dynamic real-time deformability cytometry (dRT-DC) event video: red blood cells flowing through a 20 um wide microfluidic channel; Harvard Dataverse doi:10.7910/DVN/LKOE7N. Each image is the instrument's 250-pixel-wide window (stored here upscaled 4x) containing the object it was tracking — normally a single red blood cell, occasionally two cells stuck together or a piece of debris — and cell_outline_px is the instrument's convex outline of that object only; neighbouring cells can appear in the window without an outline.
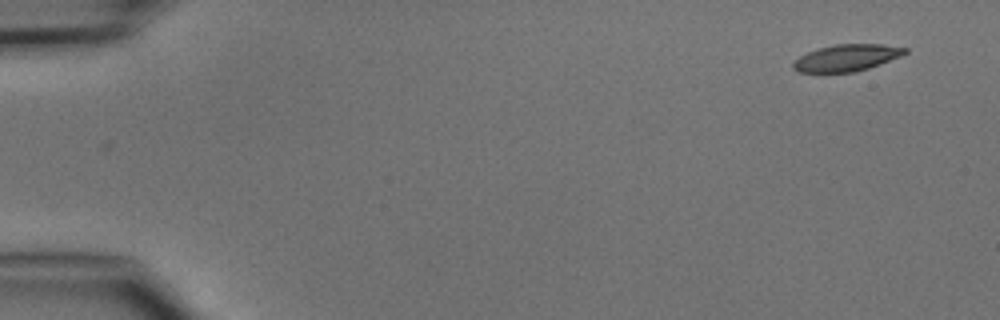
{"species": "common noctule bat (a hibernating species)", "species_latin": "Nyctalus noctula", "temperature_condition": "cold", "stored_images_in_passage": 5, "segment_of_instrument_passage": [1, 2], "camera_frame_rate_fps": 3000, "um_per_image_px": 0.085, "animal": {"sex": "male", "body_mass_g": 15.6}, "frame": {"image": 1, "passage_image": 1, "time_ms": 0.0, "image_size_px": [1000, 320], "cell_outline_px": [[908, 52], [900, 56], [880, 64], [868, 68], [852, 72], [796, 72], [792, 68], [792, 64], [800, 56], [808, 52], [820, 48], [836, 44], [884, 44], [908, 48]], "centroid_in_image_um": [71.98, 4.91], "position_along_channel_um": 13.0, "area_um2": 17.28}}
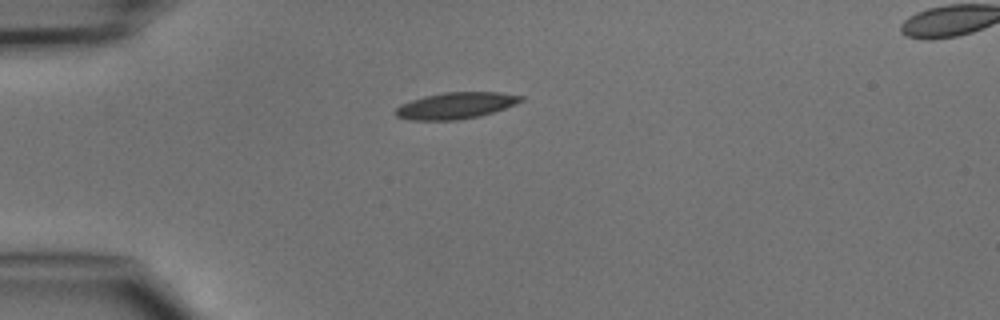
{"frame": {"image": 2, "passage_image": 4, "time_ms": 3.333, "image_size_px": [1000, 320], "cell_outline_px": [[524, 100], [516, 104], [480, 116], [456, 120], [408, 120], [396, 116], [392, 112], [400, 104], [424, 96], [444, 92], [500, 92], [524, 96]], "centroid_in_image_um": [38.71, 8.97], "position_along_channel_um": 46.3, "area_um2": 19.42}}